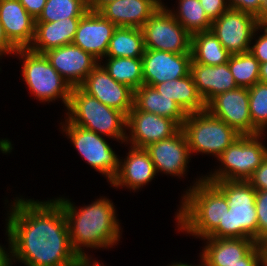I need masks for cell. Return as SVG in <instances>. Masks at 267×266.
Listing matches in <instances>:
<instances>
[{
	"instance_id": "cell-1",
	"label": "cell",
	"mask_w": 267,
	"mask_h": 266,
	"mask_svg": "<svg viewBox=\"0 0 267 266\" xmlns=\"http://www.w3.org/2000/svg\"><path fill=\"white\" fill-rule=\"evenodd\" d=\"M11 206L6 224L10 266L12 259L26 266H76L78 254L71 247L64 209L56 198L41 202L18 197Z\"/></svg>"
},
{
	"instance_id": "cell-2",
	"label": "cell",
	"mask_w": 267,
	"mask_h": 266,
	"mask_svg": "<svg viewBox=\"0 0 267 266\" xmlns=\"http://www.w3.org/2000/svg\"><path fill=\"white\" fill-rule=\"evenodd\" d=\"M56 200L64 209L71 247L78 256L85 255L82 247L107 248L119 241L120 224L110 199L100 198L79 211L68 199L61 197Z\"/></svg>"
},
{
	"instance_id": "cell-3",
	"label": "cell",
	"mask_w": 267,
	"mask_h": 266,
	"mask_svg": "<svg viewBox=\"0 0 267 266\" xmlns=\"http://www.w3.org/2000/svg\"><path fill=\"white\" fill-rule=\"evenodd\" d=\"M186 194V195H185ZM183 195L176 219L178 229L202 239L208 237L223 220L229 204L225 195L203 177Z\"/></svg>"
},
{
	"instance_id": "cell-4",
	"label": "cell",
	"mask_w": 267,
	"mask_h": 266,
	"mask_svg": "<svg viewBox=\"0 0 267 266\" xmlns=\"http://www.w3.org/2000/svg\"><path fill=\"white\" fill-rule=\"evenodd\" d=\"M211 183L225 195L229 210L208 237L248 238L257 243L256 190L247 181L221 180Z\"/></svg>"
},
{
	"instance_id": "cell-5",
	"label": "cell",
	"mask_w": 267,
	"mask_h": 266,
	"mask_svg": "<svg viewBox=\"0 0 267 266\" xmlns=\"http://www.w3.org/2000/svg\"><path fill=\"white\" fill-rule=\"evenodd\" d=\"M66 109L67 120L71 124L125 142L127 116L117 109L104 105L80 87L72 88Z\"/></svg>"
},
{
	"instance_id": "cell-6",
	"label": "cell",
	"mask_w": 267,
	"mask_h": 266,
	"mask_svg": "<svg viewBox=\"0 0 267 266\" xmlns=\"http://www.w3.org/2000/svg\"><path fill=\"white\" fill-rule=\"evenodd\" d=\"M262 134L241 135L218 157L222 167L203 177L208 182L247 181L267 157V147L260 142Z\"/></svg>"
},
{
	"instance_id": "cell-7",
	"label": "cell",
	"mask_w": 267,
	"mask_h": 266,
	"mask_svg": "<svg viewBox=\"0 0 267 266\" xmlns=\"http://www.w3.org/2000/svg\"><path fill=\"white\" fill-rule=\"evenodd\" d=\"M190 154L206 153L219 157L241 135L207 110L187 114L182 125Z\"/></svg>"
},
{
	"instance_id": "cell-8",
	"label": "cell",
	"mask_w": 267,
	"mask_h": 266,
	"mask_svg": "<svg viewBox=\"0 0 267 266\" xmlns=\"http://www.w3.org/2000/svg\"><path fill=\"white\" fill-rule=\"evenodd\" d=\"M14 54L22 61V75L31 93L36 99L47 101L61 98L67 107L72 87L50 64L44 54H38L27 49H17Z\"/></svg>"
},
{
	"instance_id": "cell-9",
	"label": "cell",
	"mask_w": 267,
	"mask_h": 266,
	"mask_svg": "<svg viewBox=\"0 0 267 266\" xmlns=\"http://www.w3.org/2000/svg\"><path fill=\"white\" fill-rule=\"evenodd\" d=\"M145 49L191 53L192 35L162 4L141 27Z\"/></svg>"
},
{
	"instance_id": "cell-10",
	"label": "cell",
	"mask_w": 267,
	"mask_h": 266,
	"mask_svg": "<svg viewBox=\"0 0 267 266\" xmlns=\"http://www.w3.org/2000/svg\"><path fill=\"white\" fill-rule=\"evenodd\" d=\"M62 130L85 161L111 182L119 170V158L102 135L71 124L67 119Z\"/></svg>"
},
{
	"instance_id": "cell-11",
	"label": "cell",
	"mask_w": 267,
	"mask_h": 266,
	"mask_svg": "<svg viewBox=\"0 0 267 266\" xmlns=\"http://www.w3.org/2000/svg\"><path fill=\"white\" fill-rule=\"evenodd\" d=\"M262 29V21L254 15L228 8L212 21L211 31L231 54L246 53L256 31Z\"/></svg>"
},
{
	"instance_id": "cell-12",
	"label": "cell",
	"mask_w": 267,
	"mask_h": 266,
	"mask_svg": "<svg viewBox=\"0 0 267 266\" xmlns=\"http://www.w3.org/2000/svg\"><path fill=\"white\" fill-rule=\"evenodd\" d=\"M126 143L132 147L145 148L152 143L173 136L181 127L172 119L138 110L134 105L127 115ZM130 137V138H129Z\"/></svg>"
},
{
	"instance_id": "cell-13",
	"label": "cell",
	"mask_w": 267,
	"mask_h": 266,
	"mask_svg": "<svg viewBox=\"0 0 267 266\" xmlns=\"http://www.w3.org/2000/svg\"><path fill=\"white\" fill-rule=\"evenodd\" d=\"M191 53L145 49L142 56L143 84L153 87L190 73Z\"/></svg>"
},
{
	"instance_id": "cell-14",
	"label": "cell",
	"mask_w": 267,
	"mask_h": 266,
	"mask_svg": "<svg viewBox=\"0 0 267 266\" xmlns=\"http://www.w3.org/2000/svg\"><path fill=\"white\" fill-rule=\"evenodd\" d=\"M206 110L240 135H252L248 88L238 87L216 95L206 104Z\"/></svg>"
},
{
	"instance_id": "cell-15",
	"label": "cell",
	"mask_w": 267,
	"mask_h": 266,
	"mask_svg": "<svg viewBox=\"0 0 267 266\" xmlns=\"http://www.w3.org/2000/svg\"><path fill=\"white\" fill-rule=\"evenodd\" d=\"M100 64L88 74L79 87L104 105L127 116L133 108L134 91L127 85L115 81Z\"/></svg>"
},
{
	"instance_id": "cell-16",
	"label": "cell",
	"mask_w": 267,
	"mask_h": 266,
	"mask_svg": "<svg viewBox=\"0 0 267 266\" xmlns=\"http://www.w3.org/2000/svg\"><path fill=\"white\" fill-rule=\"evenodd\" d=\"M56 71L73 87H79L99 64L90 53L73 43L43 53Z\"/></svg>"
},
{
	"instance_id": "cell-17",
	"label": "cell",
	"mask_w": 267,
	"mask_h": 266,
	"mask_svg": "<svg viewBox=\"0 0 267 266\" xmlns=\"http://www.w3.org/2000/svg\"><path fill=\"white\" fill-rule=\"evenodd\" d=\"M144 149L154 163L156 173L163 171L179 178L185 174L190 151L182 128L173 136L152 143Z\"/></svg>"
},
{
	"instance_id": "cell-18",
	"label": "cell",
	"mask_w": 267,
	"mask_h": 266,
	"mask_svg": "<svg viewBox=\"0 0 267 266\" xmlns=\"http://www.w3.org/2000/svg\"><path fill=\"white\" fill-rule=\"evenodd\" d=\"M116 28L100 12L88 10L80 19L73 44L100 62L107 54L109 41Z\"/></svg>"
},
{
	"instance_id": "cell-19",
	"label": "cell",
	"mask_w": 267,
	"mask_h": 266,
	"mask_svg": "<svg viewBox=\"0 0 267 266\" xmlns=\"http://www.w3.org/2000/svg\"><path fill=\"white\" fill-rule=\"evenodd\" d=\"M0 22L5 35L17 49H27L35 34L34 19L18 0H0Z\"/></svg>"
},
{
	"instance_id": "cell-20",
	"label": "cell",
	"mask_w": 267,
	"mask_h": 266,
	"mask_svg": "<svg viewBox=\"0 0 267 266\" xmlns=\"http://www.w3.org/2000/svg\"><path fill=\"white\" fill-rule=\"evenodd\" d=\"M162 4L161 0H114L98 12L117 27L141 28Z\"/></svg>"
},
{
	"instance_id": "cell-21",
	"label": "cell",
	"mask_w": 267,
	"mask_h": 266,
	"mask_svg": "<svg viewBox=\"0 0 267 266\" xmlns=\"http://www.w3.org/2000/svg\"><path fill=\"white\" fill-rule=\"evenodd\" d=\"M190 73L196 85L197 92L205 104L220 93L238 88L229 69L228 62L212 66L195 62L192 59Z\"/></svg>"
},
{
	"instance_id": "cell-22",
	"label": "cell",
	"mask_w": 267,
	"mask_h": 266,
	"mask_svg": "<svg viewBox=\"0 0 267 266\" xmlns=\"http://www.w3.org/2000/svg\"><path fill=\"white\" fill-rule=\"evenodd\" d=\"M128 156L119 162V170L110 182L114 187L139 189L150 182L156 175L154 163L144 148L130 146Z\"/></svg>"
},
{
	"instance_id": "cell-23",
	"label": "cell",
	"mask_w": 267,
	"mask_h": 266,
	"mask_svg": "<svg viewBox=\"0 0 267 266\" xmlns=\"http://www.w3.org/2000/svg\"><path fill=\"white\" fill-rule=\"evenodd\" d=\"M200 255L202 266H231L241 259L257 244L248 238H210Z\"/></svg>"
},
{
	"instance_id": "cell-24",
	"label": "cell",
	"mask_w": 267,
	"mask_h": 266,
	"mask_svg": "<svg viewBox=\"0 0 267 266\" xmlns=\"http://www.w3.org/2000/svg\"><path fill=\"white\" fill-rule=\"evenodd\" d=\"M81 17L54 22H35V34L29 50L38 54L73 43Z\"/></svg>"
},
{
	"instance_id": "cell-25",
	"label": "cell",
	"mask_w": 267,
	"mask_h": 266,
	"mask_svg": "<svg viewBox=\"0 0 267 266\" xmlns=\"http://www.w3.org/2000/svg\"><path fill=\"white\" fill-rule=\"evenodd\" d=\"M133 105L140 111L170 118L180 127L187 116L174 100L161 95L154 87L144 84L134 91Z\"/></svg>"
},
{
	"instance_id": "cell-26",
	"label": "cell",
	"mask_w": 267,
	"mask_h": 266,
	"mask_svg": "<svg viewBox=\"0 0 267 266\" xmlns=\"http://www.w3.org/2000/svg\"><path fill=\"white\" fill-rule=\"evenodd\" d=\"M161 95L174 100L186 113L206 110V104L199 95L191 73L153 86Z\"/></svg>"
},
{
	"instance_id": "cell-27",
	"label": "cell",
	"mask_w": 267,
	"mask_h": 266,
	"mask_svg": "<svg viewBox=\"0 0 267 266\" xmlns=\"http://www.w3.org/2000/svg\"><path fill=\"white\" fill-rule=\"evenodd\" d=\"M191 54L195 62L212 66L227 63L231 55L211 30L192 34Z\"/></svg>"
},
{
	"instance_id": "cell-28",
	"label": "cell",
	"mask_w": 267,
	"mask_h": 266,
	"mask_svg": "<svg viewBox=\"0 0 267 266\" xmlns=\"http://www.w3.org/2000/svg\"><path fill=\"white\" fill-rule=\"evenodd\" d=\"M145 51L141 28L117 27L109 41L105 57L142 58Z\"/></svg>"
},
{
	"instance_id": "cell-29",
	"label": "cell",
	"mask_w": 267,
	"mask_h": 266,
	"mask_svg": "<svg viewBox=\"0 0 267 266\" xmlns=\"http://www.w3.org/2000/svg\"><path fill=\"white\" fill-rule=\"evenodd\" d=\"M102 66L118 83L127 85L133 91L143 84L142 58L107 57Z\"/></svg>"
},
{
	"instance_id": "cell-30",
	"label": "cell",
	"mask_w": 267,
	"mask_h": 266,
	"mask_svg": "<svg viewBox=\"0 0 267 266\" xmlns=\"http://www.w3.org/2000/svg\"><path fill=\"white\" fill-rule=\"evenodd\" d=\"M178 4L177 13L166 9L191 35L211 29L212 21L206 15L199 0H179Z\"/></svg>"
},
{
	"instance_id": "cell-31",
	"label": "cell",
	"mask_w": 267,
	"mask_h": 266,
	"mask_svg": "<svg viewBox=\"0 0 267 266\" xmlns=\"http://www.w3.org/2000/svg\"><path fill=\"white\" fill-rule=\"evenodd\" d=\"M228 65L238 87L250 88L260 82V63L250 51L230 55Z\"/></svg>"
},
{
	"instance_id": "cell-32",
	"label": "cell",
	"mask_w": 267,
	"mask_h": 266,
	"mask_svg": "<svg viewBox=\"0 0 267 266\" xmlns=\"http://www.w3.org/2000/svg\"><path fill=\"white\" fill-rule=\"evenodd\" d=\"M88 10V0H47L36 22H54L82 17Z\"/></svg>"
},
{
	"instance_id": "cell-33",
	"label": "cell",
	"mask_w": 267,
	"mask_h": 266,
	"mask_svg": "<svg viewBox=\"0 0 267 266\" xmlns=\"http://www.w3.org/2000/svg\"><path fill=\"white\" fill-rule=\"evenodd\" d=\"M252 135L264 134L267 127V83L257 82L248 88Z\"/></svg>"
},
{
	"instance_id": "cell-34",
	"label": "cell",
	"mask_w": 267,
	"mask_h": 266,
	"mask_svg": "<svg viewBox=\"0 0 267 266\" xmlns=\"http://www.w3.org/2000/svg\"><path fill=\"white\" fill-rule=\"evenodd\" d=\"M257 244L267 238V191H256Z\"/></svg>"
},
{
	"instance_id": "cell-35",
	"label": "cell",
	"mask_w": 267,
	"mask_h": 266,
	"mask_svg": "<svg viewBox=\"0 0 267 266\" xmlns=\"http://www.w3.org/2000/svg\"><path fill=\"white\" fill-rule=\"evenodd\" d=\"M227 4L229 8L252 14L261 21V0H227Z\"/></svg>"
},
{
	"instance_id": "cell-36",
	"label": "cell",
	"mask_w": 267,
	"mask_h": 266,
	"mask_svg": "<svg viewBox=\"0 0 267 266\" xmlns=\"http://www.w3.org/2000/svg\"><path fill=\"white\" fill-rule=\"evenodd\" d=\"M262 29L264 34L258 36V40H255V44L250 46L249 50L260 64L267 62V22H262Z\"/></svg>"
},
{
	"instance_id": "cell-37",
	"label": "cell",
	"mask_w": 267,
	"mask_h": 266,
	"mask_svg": "<svg viewBox=\"0 0 267 266\" xmlns=\"http://www.w3.org/2000/svg\"><path fill=\"white\" fill-rule=\"evenodd\" d=\"M199 2L211 21L216 20L229 8L227 0H199Z\"/></svg>"
},
{
	"instance_id": "cell-38",
	"label": "cell",
	"mask_w": 267,
	"mask_h": 266,
	"mask_svg": "<svg viewBox=\"0 0 267 266\" xmlns=\"http://www.w3.org/2000/svg\"><path fill=\"white\" fill-rule=\"evenodd\" d=\"M247 182L256 191H267V157L264 159L262 164L253 172Z\"/></svg>"
},
{
	"instance_id": "cell-39",
	"label": "cell",
	"mask_w": 267,
	"mask_h": 266,
	"mask_svg": "<svg viewBox=\"0 0 267 266\" xmlns=\"http://www.w3.org/2000/svg\"><path fill=\"white\" fill-rule=\"evenodd\" d=\"M261 263V253L258 245L256 244L239 263H234L231 266H259Z\"/></svg>"
},
{
	"instance_id": "cell-40",
	"label": "cell",
	"mask_w": 267,
	"mask_h": 266,
	"mask_svg": "<svg viewBox=\"0 0 267 266\" xmlns=\"http://www.w3.org/2000/svg\"><path fill=\"white\" fill-rule=\"evenodd\" d=\"M26 9V11L37 19L42 13L47 0H18Z\"/></svg>"
},
{
	"instance_id": "cell-41",
	"label": "cell",
	"mask_w": 267,
	"mask_h": 266,
	"mask_svg": "<svg viewBox=\"0 0 267 266\" xmlns=\"http://www.w3.org/2000/svg\"><path fill=\"white\" fill-rule=\"evenodd\" d=\"M16 51L17 48L8 40L3 25L0 22V57L9 53L14 55Z\"/></svg>"
},
{
	"instance_id": "cell-42",
	"label": "cell",
	"mask_w": 267,
	"mask_h": 266,
	"mask_svg": "<svg viewBox=\"0 0 267 266\" xmlns=\"http://www.w3.org/2000/svg\"><path fill=\"white\" fill-rule=\"evenodd\" d=\"M91 258L88 255L78 256L76 266H103L100 262L94 260L92 263L90 262Z\"/></svg>"
},
{
	"instance_id": "cell-43",
	"label": "cell",
	"mask_w": 267,
	"mask_h": 266,
	"mask_svg": "<svg viewBox=\"0 0 267 266\" xmlns=\"http://www.w3.org/2000/svg\"><path fill=\"white\" fill-rule=\"evenodd\" d=\"M114 0H88L90 11H99L104 5Z\"/></svg>"
},
{
	"instance_id": "cell-44",
	"label": "cell",
	"mask_w": 267,
	"mask_h": 266,
	"mask_svg": "<svg viewBox=\"0 0 267 266\" xmlns=\"http://www.w3.org/2000/svg\"><path fill=\"white\" fill-rule=\"evenodd\" d=\"M258 247L261 253V264L267 266V238L259 242Z\"/></svg>"
},
{
	"instance_id": "cell-45",
	"label": "cell",
	"mask_w": 267,
	"mask_h": 266,
	"mask_svg": "<svg viewBox=\"0 0 267 266\" xmlns=\"http://www.w3.org/2000/svg\"><path fill=\"white\" fill-rule=\"evenodd\" d=\"M4 249L5 248H2L0 245V266H10V255Z\"/></svg>"
},
{
	"instance_id": "cell-46",
	"label": "cell",
	"mask_w": 267,
	"mask_h": 266,
	"mask_svg": "<svg viewBox=\"0 0 267 266\" xmlns=\"http://www.w3.org/2000/svg\"><path fill=\"white\" fill-rule=\"evenodd\" d=\"M259 80L262 83H267V62L263 63V64H260Z\"/></svg>"
},
{
	"instance_id": "cell-47",
	"label": "cell",
	"mask_w": 267,
	"mask_h": 266,
	"mask_svg": "<svg viewBox=\"0 0 267 266\" xmlns=\"http://www.w3.org/2000/svg\"><path fill=\"white\" fill-rule=\"evenodd\" d=\"M261 21L267 22V0H261Z\"/></svg>"
},
{
	"instance_id": "cell-48",
	"label": "cell",
	"mask_w": 267,
	"mask_h": 266,
	"mask_svg": "<svg viewBox=\"0 0 267 266\" xmlns=\"http://www.w3.org/2000/svg\"><path fill=\"white\" fill-rule=\"evenodd\" d=\"M169 266H193V265H189V264H186V263L184 264V263L180 262V263H175V264L173 263L172 265H169ZM197 266H202V265L199 264Z\"/></svg>"
}]
</instances>
